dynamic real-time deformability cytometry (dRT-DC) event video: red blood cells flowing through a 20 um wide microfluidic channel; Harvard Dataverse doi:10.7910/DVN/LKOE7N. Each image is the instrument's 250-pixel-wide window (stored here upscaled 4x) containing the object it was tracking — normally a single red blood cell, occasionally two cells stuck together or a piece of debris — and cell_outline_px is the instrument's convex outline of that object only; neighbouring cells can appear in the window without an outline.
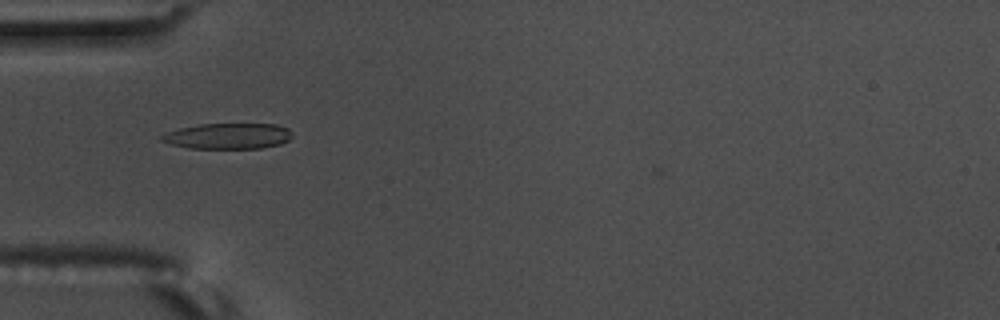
{"species": "common noctule bat (a hibernating species)", "species_latin": "Nyctalus noctula", "temperature_condition": "warm", "stored_images_in_passage": 41, "camera_frame_rate_fps": 3000, "um_per_image_px": 0.085, "animal": {"sex": "male", "body_mass_g": 17.5, "forearm_length_mm": 52.3}, "frame": {"image": 1, "passage_image": 3, "time_ms": 0.667, "image_size_px": [1000, 320], "cell_outline_px": [[292, 136], [288, 140], [280, 144], [260, 148], [188, 148], [172, 144], [160, 140], [160, 136], [168, 132], [180, 128], [200, 124], [276, 124], [288, 128], [292, 132]], "centroid_in_image_um": [19.4, 11.56], "position_along_channel_um": 65.6, "area_um2": 19.48}}
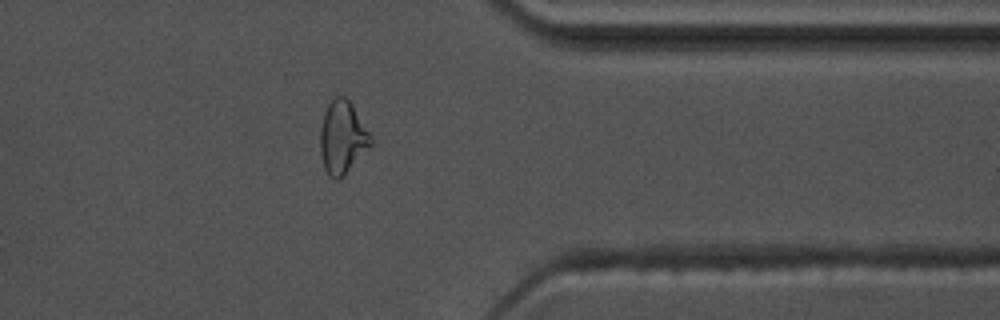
{"frame": {"image": 2, "passage_image": 30, "time_ms": 9.667, "image_size_px": [1000, 320], "cell_outline_px": [[372, 144], [344, 176], [340, 180], [336, 180], [328, 176], [324, 168], [320, 152], [320, 128], [324, 112], [328, 104], [336, 96], [344, 96], [352, 104], [372, 136]], "centroid_in_image_um": [29.1, 11.71], "position_along_channel_um": 382.3, "area_um2": 21.56}, "authors_computed_cell_mechanics": {"area_um2": 19.9988, "velocity_mm_per_s": 3.639, "shape_relaxation_time_tau1_ms": 6.646, "shape_relaxation_time_tau2_ms": 2.6711, "deformation_change_tau1": 0.2161, "deformation_change_tau2": 0.098}}